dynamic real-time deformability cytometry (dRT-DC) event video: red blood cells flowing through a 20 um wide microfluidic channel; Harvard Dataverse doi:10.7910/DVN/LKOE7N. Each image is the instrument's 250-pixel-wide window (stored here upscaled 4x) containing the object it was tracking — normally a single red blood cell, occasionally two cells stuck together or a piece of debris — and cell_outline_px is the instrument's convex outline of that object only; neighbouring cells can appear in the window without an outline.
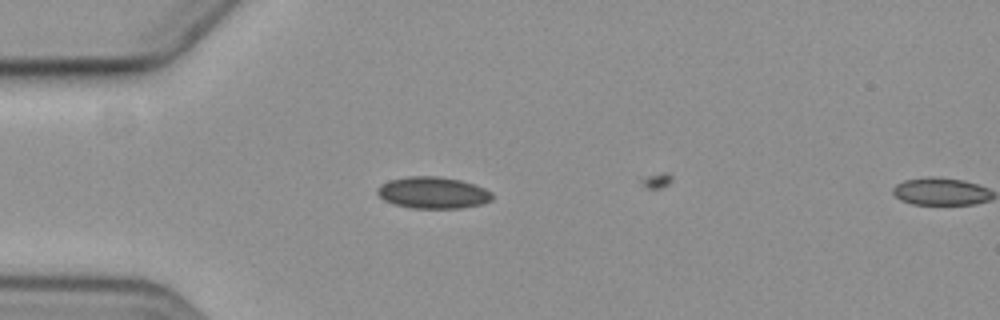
{"species": "common noctule bat (a hibernating species)", "species_latin": "Nyctalus noctula", "temperature_condition": "cold", "stored_images_in_passage": 6, "camera_frame_rate_fps": 3000, "um_per_image_px": 0.085, "animal": {"sex": "female", "body_mass_g": 19.3, "forearm_length_mm": 54.1}, "frame": {"image": 1, "passage_image": 5, "time_ms": 4.667, "image_size_px": [1000, 320], "cell_outline_px": [[492, 200], [480, 204], [460, 208], [412, 208], [392, 204], [384, 200], [376, 192], [376, 188], [380, 184], [392, 180], [408, 176], [436, 176], [460, 180], [484, 188], [492, 192]], "centroid_in_image_um": [36.77, 16.38], "position_along_channel_um": 48.2, "area_um2": 21.1}}